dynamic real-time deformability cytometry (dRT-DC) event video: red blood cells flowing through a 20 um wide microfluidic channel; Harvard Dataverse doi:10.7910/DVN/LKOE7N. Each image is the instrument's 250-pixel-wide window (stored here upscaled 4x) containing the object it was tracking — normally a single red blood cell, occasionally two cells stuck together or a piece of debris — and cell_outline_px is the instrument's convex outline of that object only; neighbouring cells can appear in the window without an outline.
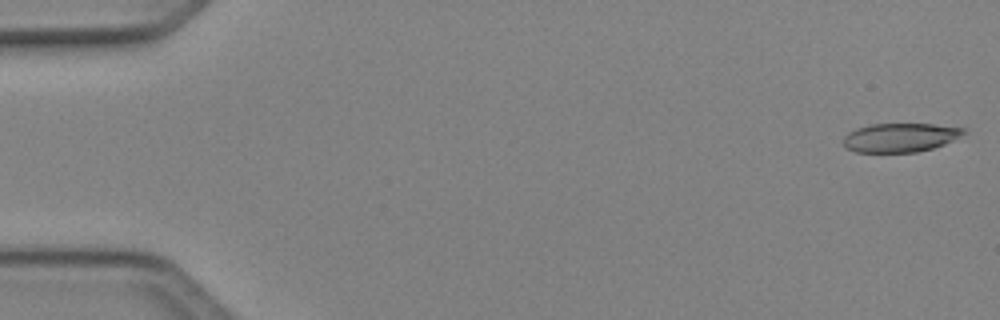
{"species": "Egyptian fruit bat (a non-hibernating species)", "species_latin": "Rousettus aegyptiacus", "temperature_condition": "cold", "stored_images_in_passage": 49, "camera_frame_rate_fps": 3000, "um_per_image_px": 0.085, "animal": {"sex": "female"}, "frame": {"image": 1, "passage_image": 1, "time_ms": 0.0, "image_size_px": [1000, 320], "cell_outline_px": [[968, 128], [964, 132], [952, 140], [944, 144], [932, 148], [916, 152], [856, 152], [848, 148], [844, 144], [844, 136], [848, 132], [856, 128], [872, 124], [932, 124]], "centroid_in_image_um": [76.5, 11.68], "position_along_channel_um": 8.5, "area_um2": 20.06}}
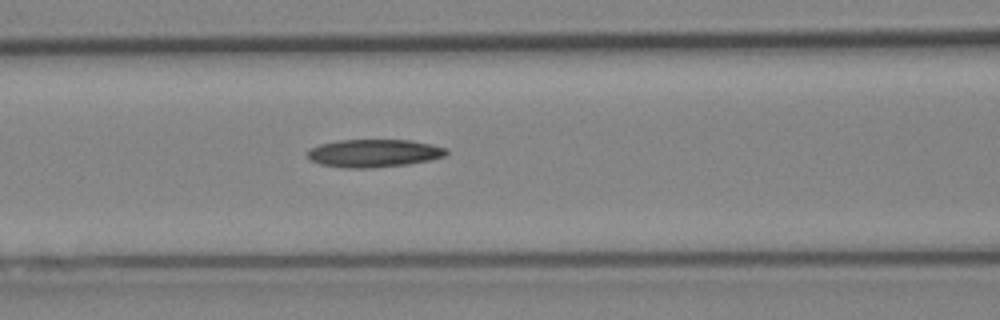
{"frame": {"image": 2, "passage_image": 21, "time_ms": 6.667, "image_size_px": [1000, 320], "cell_outline_px": [[448, 152], [444, 156], [428, 160], [408, 164], [372, 168], [344, 168], [320, 164], [312, 160], [308, 156], [308, 148], [320, 144], [340, 140], [412, 140], [432, 144], [448, 148]], "centroid_in_image_um": [31.79, 13.02], "position_along_channel_um": 134.8, "area_um2": 22.6}}
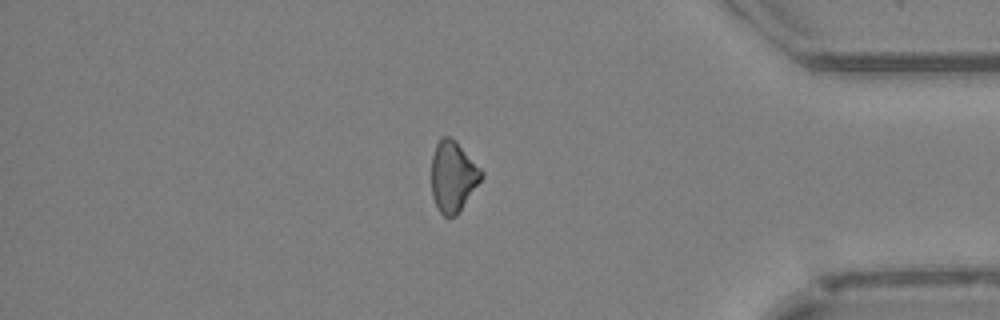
{"frame": {"image": 3, "passage_image": 42, "time_ms": 13.667, "image_size_px": [1000, 320], "cell_outline_px": [[484, 176], [456, 216], [444, 216], [440, 212], [432, 196], [432, 156], [436, 144], [444, 136], [448, 136], [456, 140], [484, 172]], "centroid_in_image_um": [38.52, 14.98], "position_along_channel_um": 396.7, "area_um2": 20.46}}